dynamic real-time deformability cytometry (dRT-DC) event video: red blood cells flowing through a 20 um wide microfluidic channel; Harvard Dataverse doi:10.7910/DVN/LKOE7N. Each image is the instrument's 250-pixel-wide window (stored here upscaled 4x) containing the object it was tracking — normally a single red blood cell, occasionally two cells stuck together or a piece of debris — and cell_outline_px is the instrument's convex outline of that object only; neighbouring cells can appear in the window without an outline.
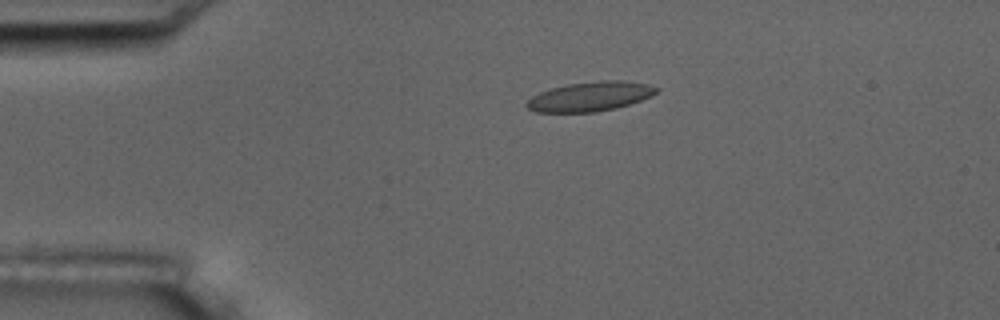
{"species": "common noctule bat (a hibernating species)", "species_latin": "Nyctalus noctula", "temperature_condition": "room temperature", "stored_images_in_passage": 2, "camera_frame_rate_fps": 3000, "um_per_image_px": 0.085, "animal": {"sex": "male", "body_mass_g": 17.5, "forearm_length_mm": 52.3}, "frame": {"image": 1, "passage_image": 2, "time_ms": 2.0, "image_size_px": [1000, 320], "cell_outline_px": [[660, 88], [652, 96], [616, 108], [596, 112], [536, 112], [528, 108], [524, 104], [532, 96], [540, 92], [552, 88], [568, 84], [604, 80], [624, 80], [648, 84]], "centroid_in_image_um": [50.17, 8.2], "position_along_channel_um": 34.8, "area_um2": 22.2}}